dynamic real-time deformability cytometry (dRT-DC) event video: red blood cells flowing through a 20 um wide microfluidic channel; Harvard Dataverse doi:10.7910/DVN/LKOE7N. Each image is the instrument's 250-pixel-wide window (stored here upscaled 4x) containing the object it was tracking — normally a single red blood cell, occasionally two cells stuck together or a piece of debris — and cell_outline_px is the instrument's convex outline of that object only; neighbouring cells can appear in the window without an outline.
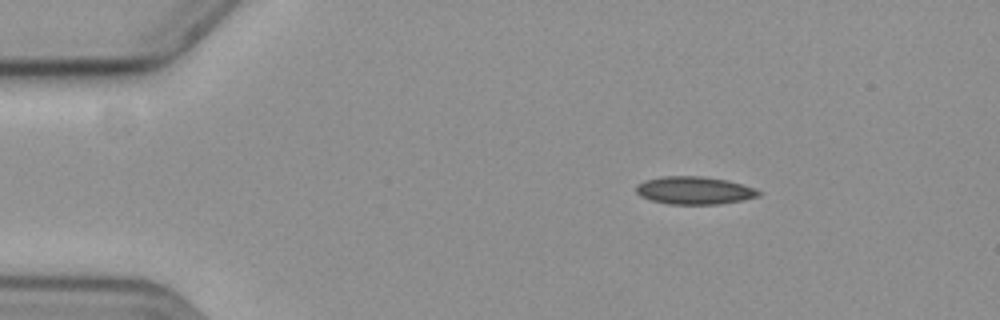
{"species": "common noctule bat (a hibernating species)", "species_latin": "Nyctalus noctula", "temperature_condition": "cold", "stored_images_in_passage": 46, "camera_frame_rate_fps": 3000, "um_per_image_px": 0.085, "animal": {"sex": "female", "body_mass_g": 19.3, "forearm_length_mm": 54.1}, "frame": {"image": 1, "passage_image": 1, "time_ms": 0.0, "image_size_px": [1000, 320], "cell_outline_px": [[760, 196], [740, 200], [716, 204], [668, 204], [652, 200], [640, 196], [636, 192], [636, 188], [640, 184], [648, 180], [664, 176], [700, 176], [728, 180], [752, 188], [760, 192]], "centroid_in_image_um": [59.01, 16.19], "position_along_channel_um": 26.0, "area_um2": 19.36}}
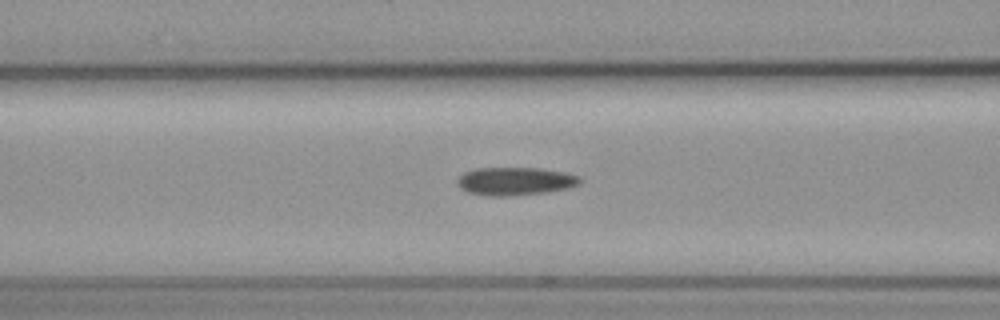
{"frame": {"image": 2, "passage_image": 15, "time_ms": 4.667, "image_size_px": [1000, 320], "cell_outline_px": [[580, 184], [564, 188], [544, 192], [500, 196], [488, 196], [468, 192], [460, 188], [456, 184], [456, 180], [464, 172], [476, 168], [540, 168], [564, 172], [580, 176]], "centroid_in_image_um": [43.73, 15.39], "position_along_channel_um": 122.9, "area_um2": 19.83}}
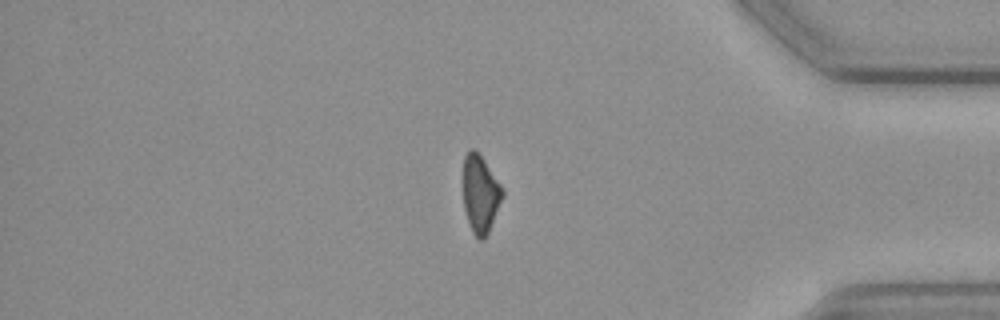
{"frame": {"image": 3, "passage_image": 40, "time_ms": 13.0, "image_size_px": [1000, 320], "cell_outline_px": [[504, 196], [488, 232], [484, 240], [480, 240], [472, 232], [468, 224], [464, 208], [464, 156], [472, 148], [476, 148], [500, 184], [504, 192]], "centroid_in_image_um": [40.83, 16.5], "position_along_channel_um": 394.4, "area_um2": 17.69}, "authors_computed_cell_mechanics": {"area_um2": 19.3919, "velocity_mm_per_s": 3.6092, "shape_relaxation_time_tau1_ms": 5.2811, "shape_relaxation_time_tau2_ms": 9.3733, "deformation_change_tau1": 0.1215, "deformation_change_tau2": 0.1894}}